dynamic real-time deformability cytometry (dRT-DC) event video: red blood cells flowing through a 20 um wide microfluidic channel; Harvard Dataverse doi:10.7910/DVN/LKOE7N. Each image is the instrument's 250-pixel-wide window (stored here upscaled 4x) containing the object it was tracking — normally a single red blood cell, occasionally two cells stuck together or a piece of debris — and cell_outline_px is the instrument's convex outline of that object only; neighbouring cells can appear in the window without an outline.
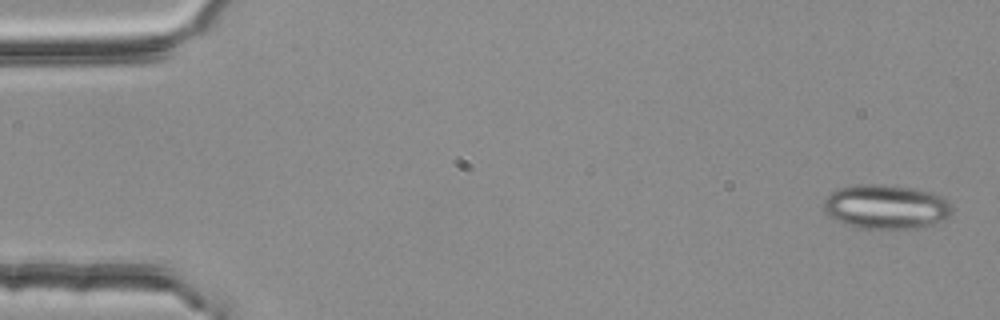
{"species": "common noctule bat (a hibernating species)", "species_latin": "Nyctalus noctula", "temperature_condition": "room temperature", "stored_images_in_passage": 4, "camera_frame_rate_fps": 3000, "um_per_image_px": 0.085, "animal": {"sex": "female", "body_mass_g": 25.1}, "frame": {"image": 1, "passage_image": 1, "time_ms": 0.0, "image_size_px": [1000, 320], "cell_outline_px": [[952, 212], [948, 216], [928, 224], [916, 228], [856, 228], [844, 224], [828, 216], [824, 212], [824, 200], [836, 188], [864, 184], [884, 184], [912, 188], [932, 192], [948, 200], [952, 204]], "centroid_in_image_um": [75.27, 17.56], "position_along_channel_um": 9.7, "area_um2": 33.0}}